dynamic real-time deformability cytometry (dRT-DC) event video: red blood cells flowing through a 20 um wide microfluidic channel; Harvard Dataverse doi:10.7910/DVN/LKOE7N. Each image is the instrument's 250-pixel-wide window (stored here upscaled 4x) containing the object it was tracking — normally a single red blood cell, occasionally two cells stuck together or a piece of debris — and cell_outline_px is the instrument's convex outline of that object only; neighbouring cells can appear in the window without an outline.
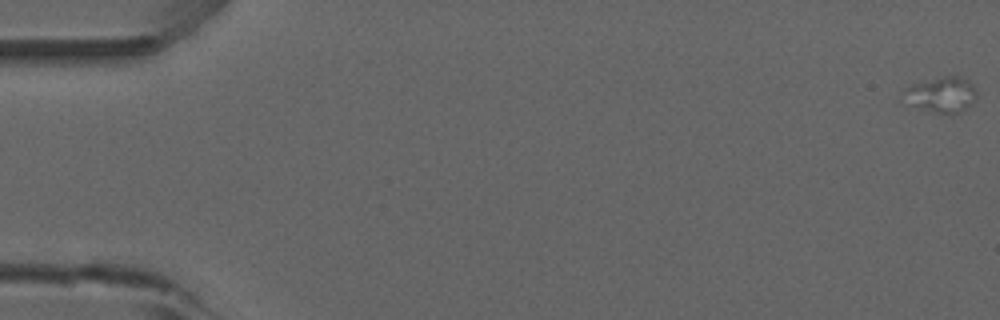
{"species": "common noctule bat (a hibernating species)", "species_latin": "Nyctalus noctula", "temperature_condition": "room temperature", "stored_images_in_passage": 5, "camera_frame_rate_fps": 3000, "um_per_image_px": 0.085, "animal": {"sex": "male", "forearm_length_mm": 52.5}, "frame": {"image": 1, "passage_image": 1, "time_ms": 0.0, "image_size_px": [1000, 320], "cell_outline_px": [[976, 100], [972, 104], [960, 112], [952, 116], [900, 104], [900, 96], [904, 88], [912, 84], [944, 76], [960, 76], [968, 80], [972, 84], [976, 92]], "centroid_in_image_um": [79.93, 8.08], "position_along_channel_um": 5.1, "area_um2": 15.9}}